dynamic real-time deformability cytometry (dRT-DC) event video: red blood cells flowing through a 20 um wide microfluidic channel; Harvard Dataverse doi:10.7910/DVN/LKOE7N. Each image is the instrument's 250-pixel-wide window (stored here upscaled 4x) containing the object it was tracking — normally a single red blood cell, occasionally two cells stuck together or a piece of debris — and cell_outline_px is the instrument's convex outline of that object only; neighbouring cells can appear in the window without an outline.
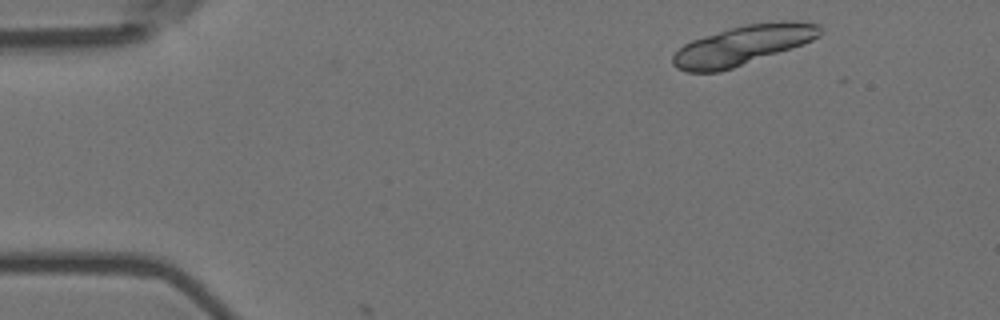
{"species": "Egyptian fruit bat (a non-hibernating species)", "species_latin": "Rousettus aegyptiacus", "temperature_condition": "room temperature", "stored_images_in_passage": 2, "camera_frame_rate_fps": 3000, "um_per_image_px": 0.085, "animal": {"sex": "female"}, "frame": {"image": 1, "passage_image": 1, "time_ms": 0.0, "image_size_px": [1000, 320], "cell_outline_px": [[824, 32], [820, 36], [812, 40], [792, 48], [720, 72], [688, 72], [676, 68], [672, 64], [672, 56], [684, 44], [692, 40], [728, 28], [744, 24], [784, 20], [792, 20], [820, 24], [824, 28]], "centroid_in_image_um": [63.17, 3.82], "position_along_channel_um": 21.8, "area_um2": 34.04}}